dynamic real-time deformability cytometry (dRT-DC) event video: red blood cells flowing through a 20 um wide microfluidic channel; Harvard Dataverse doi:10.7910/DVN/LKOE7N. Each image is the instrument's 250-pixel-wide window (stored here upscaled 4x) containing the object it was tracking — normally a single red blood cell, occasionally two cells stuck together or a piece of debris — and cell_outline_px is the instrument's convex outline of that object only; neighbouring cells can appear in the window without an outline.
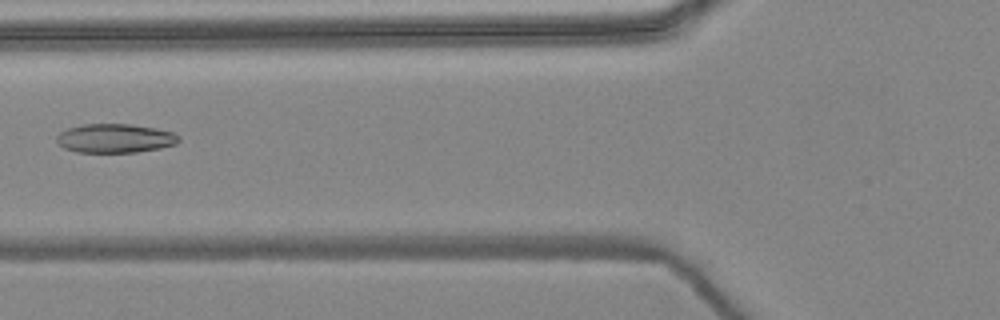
{"species": "common noctule bat (a hibernating species)", "species_latin": "Nyctalus noctula", "temperature_condition": "warm", "stored_images_in_passage": 2, "camera_frame_rate_fps": 3000, "um_per_image_px": 0.085, "animal": {"sex": "female", "body_mass_g": 24.6, "forearm_length_mm": 56.2}, "frame": {"image": 1, "passage_image": 2, "time_ms": 0.333, "image_size_px": [1000, 320], "cell_outline_px": [[180, 140], [176, 144], [160, 148], [136, 152], [76, 152], [64, 148], [56, 140], [56, 136], [60, 132], [68, 128], [84, 124], [132, 124], [156, 128], [172, 132], [180, 136]], "centroid_in_image_um": [9.79, 11.75], "position_along_channel_um": 116.0, "area_um2": 20.63}}